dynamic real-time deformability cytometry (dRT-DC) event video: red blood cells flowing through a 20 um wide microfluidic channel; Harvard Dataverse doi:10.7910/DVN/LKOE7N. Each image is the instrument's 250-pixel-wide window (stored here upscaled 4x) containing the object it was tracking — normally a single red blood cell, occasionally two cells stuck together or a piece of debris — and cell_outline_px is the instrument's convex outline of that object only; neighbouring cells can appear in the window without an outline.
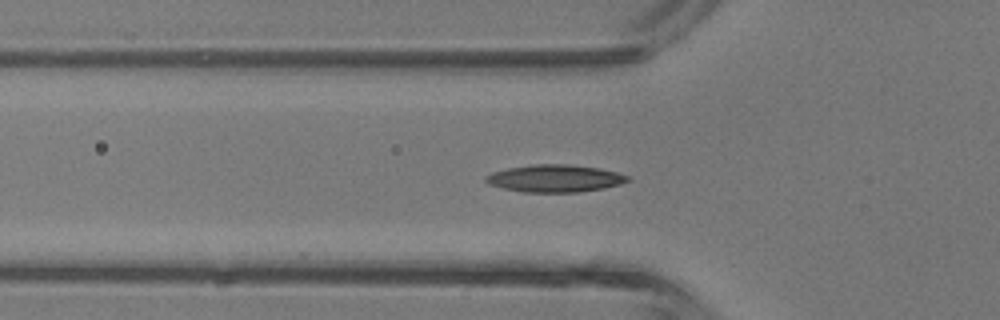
{"species": "common noctule bat (a hibernating species)", "species_latin": "Nyctalus noctula", "temperature_condition": "room temperature", "stored_images_in_passage": 33, "segment_of_instrument_passage": [1, 2], "camera_frame_rate_fps": 3000, "um_per_image_px": 0.085, "animal": {"sex": "male", "body_mass_g": 13.3}, "frame": {"image": 1, "passage_image": 3, "time_ms": 0.667, "image_size_px": [1000, 320], "cell_outline_px": [[632, 180], [620, 184], [604, 188], [576, 192], [524, 192], [504, 188], [488, 184], [484, 180], [484, 176], [492, 172], [508, 168], [532, 164], [568, 164], [596, 168], [616, 172], [628, 176]], "centroid_in_image_um": [47.14, 15.16], "position_along_channel_um": 78.7, "area_um2": 22.54}}
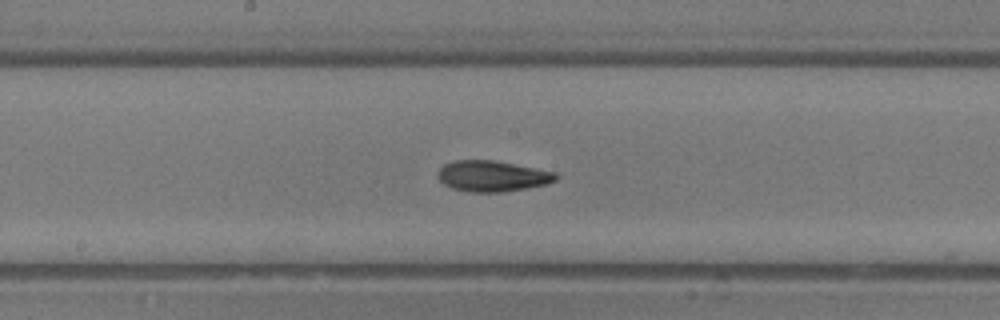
{"frame": {"image": 2, "passage_image": 11, "time_ms": 3.333, "image_size_px": [1000, 320], "cell_outline_px": [[560, 176], [556, 180], [548, 184], [528, 188], [504, 192], [468, 192], [452, 188], [444, 184], [436, 176], [436, 172], [444, 164], [456, 160], [492, 160], [556, 172]], "centroid_in_image_um": [41.85, 14.98], "position_along_channel_um": 206.4, "area_um2": 21.39}}
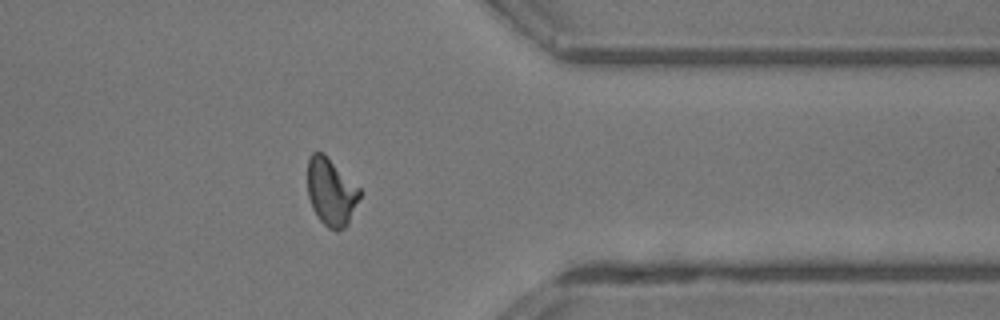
{"frame": {"image": 3, "passage_image": 23, "time_ms": 7.333, "image_size_px": [1000, 320], "cell_outline_px": [[364, 192], [348, 224], [344, 228], [336, 232], [328, 228], [316, 216], [312, 208], [308, 196], [308, 160], [312, 152], [324, 152]], "centroid_in_image_um": [28.17, 16.33], "position_along_channel_um": 383.2, "area_um2": 20.98}}